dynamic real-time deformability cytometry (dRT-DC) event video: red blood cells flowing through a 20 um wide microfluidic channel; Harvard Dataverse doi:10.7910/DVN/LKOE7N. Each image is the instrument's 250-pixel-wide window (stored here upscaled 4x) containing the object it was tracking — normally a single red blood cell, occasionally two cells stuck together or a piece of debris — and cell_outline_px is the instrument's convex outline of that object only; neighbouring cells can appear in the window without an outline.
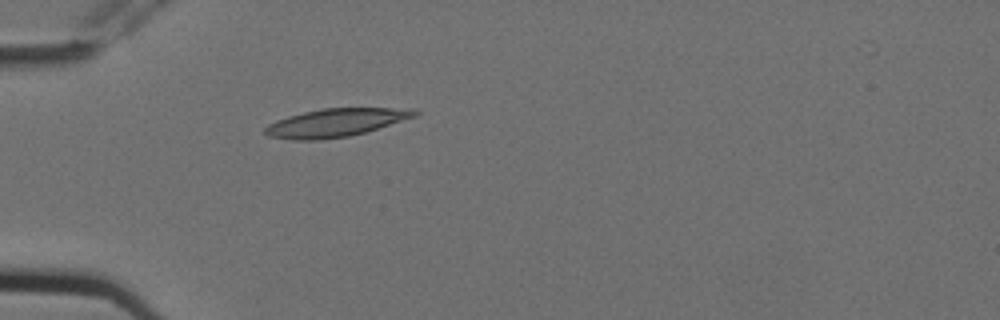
{"species": "Egyptian fruit bat (a non-hibernating species)", "species_latin": "Rousettus aegyptiacus", "temperature_condition": "cold", "stored_images_in_passage": 1, "camera_frame_rate_fps": 3000, "um_per_image_px": 0.085, "animal": {"sex": "female"}, "frame": {"image": 1, "passage_image": 1, "time_ms": 0.0, "image_size_px": [1000, 320], "cell_outline_px": [[420, 112], [416, 116], [364, 132], [348, 136], [320, 140], [292, 140], [268, 136], [264, 132], [264, 128], [268, 124], [276, 120], [288, 116], [304, 112], [324, 108], [412, 108]], "centroid_in_image_um": [28.5, 10.42], "position_along_channel_um": 56.5, "area_um2": 24.39}}